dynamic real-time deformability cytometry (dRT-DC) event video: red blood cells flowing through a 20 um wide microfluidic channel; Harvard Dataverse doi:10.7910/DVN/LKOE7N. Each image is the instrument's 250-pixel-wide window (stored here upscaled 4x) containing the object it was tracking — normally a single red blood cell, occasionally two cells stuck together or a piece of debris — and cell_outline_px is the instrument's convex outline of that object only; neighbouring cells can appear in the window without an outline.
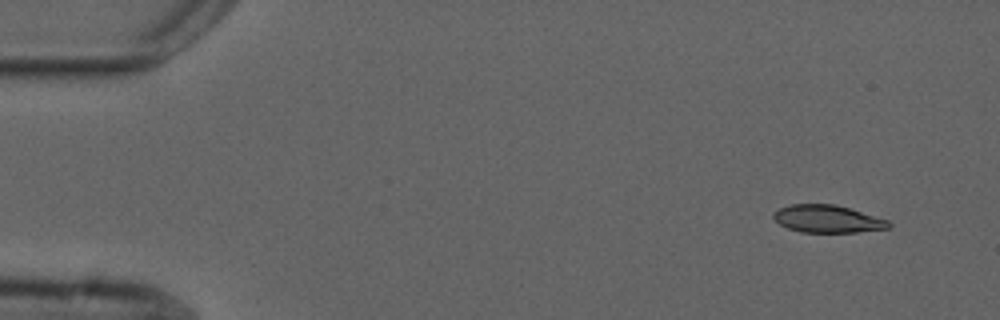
{"species": "common noctule bat (a hibernating species)", "species_latin": "Nyctalus noctula", "temperature_condition": "cold", "stored_images_in_passage": 7, "camera_frame_rate_fps": 3000, "um_per_image_px": 0.085, "animal": {"sex": "male", "forearm_length_mm": 52.5}, "frame": {"image": 1, "passage_image": 1, "time_ms": 0.0, "image_size_px": [1000, 320], "cell_outline_px": [[892, 224], [888, 228], [856, 232], [800, 232], [788, 228], [780, 224], [772, 216], [772, 212], [780, 208], [792, 204], [836, 204], [888, 220]], "centroid_in_image_um": [70.32, 18.6], "position_along_channel_um": 14.7, "area_um2": 18.38}}
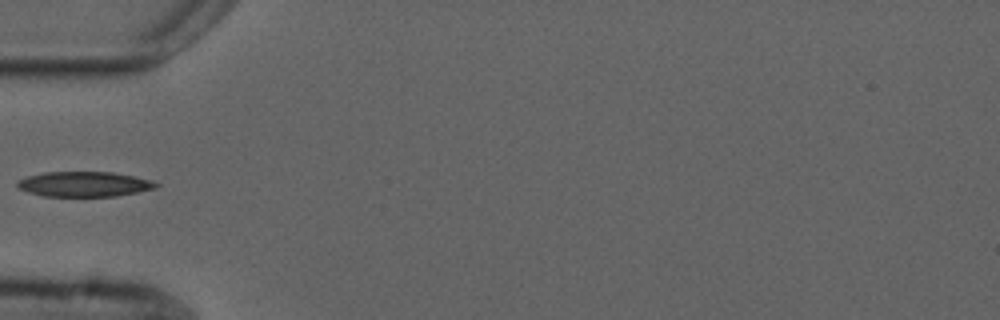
{"frame": {"image": 2, "passage_image": 5, "time_ms": 4.667, "image_size_px": [1000, 320], "cell_outline_px": [[160, 184], [156, 188], [116, 196], [44, 196], [28, 192], [16, 188], [16, 184], [20, 180], [28, 176], [44, 172], [112, 172], [152, 180]], "centroid_in_image_um": [7.15, 15.65], "position_along_channel_um": 77.9, "area_um2": 20.17}}
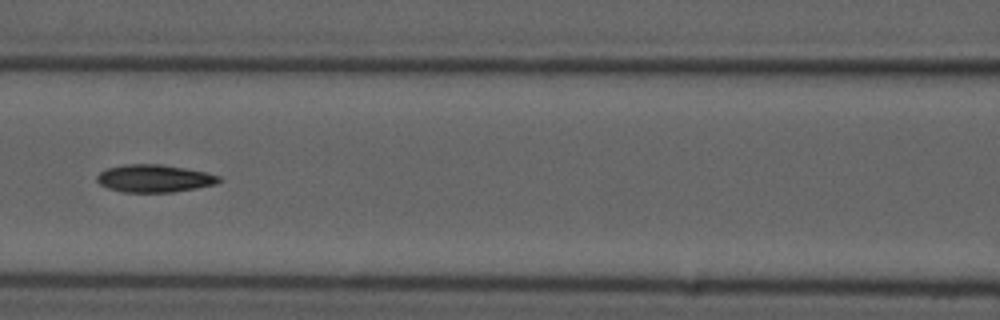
{"frame": {"image": 3, "passage_image": 7, "time_ms": 6.667, "image_size_px": [1000, 320], "cell_outline_px": [[224, 180], [216, 184], [196, 188], [172, 192], [124, 192], [108, 188], [100, 184], [96, 180], [96, 176], [104, 168], [124, 164], [160, 164], [184, 168], [204, 172], [220, 176]], "centroid_in_image_um": [13.1, 15.16], "position_along_channel_um": 153.5, "area_um2": 19.71}}